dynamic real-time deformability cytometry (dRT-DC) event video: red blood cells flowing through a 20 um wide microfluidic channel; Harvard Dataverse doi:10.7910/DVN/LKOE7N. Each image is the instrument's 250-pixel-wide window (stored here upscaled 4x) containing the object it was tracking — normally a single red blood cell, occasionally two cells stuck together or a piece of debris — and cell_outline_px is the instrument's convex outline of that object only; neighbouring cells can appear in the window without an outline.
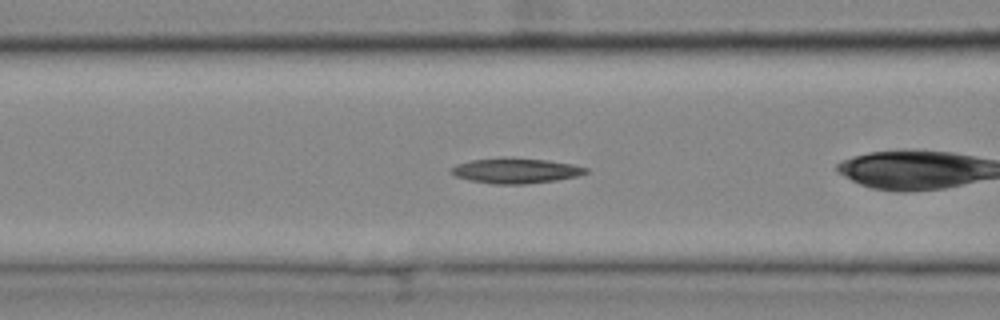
{"species": "common noctule bat (a hibernating species)", "species_latin": "Nyctalus noctula", "temperature_condition": "cold", "stored_images_in_passage": 40, "segment_of_instrument_passage": [2, 3], "camera_frame_rate_fps": 3000, "um_per_image_px": 0.085, "animal": {"sex": "female", "body_mass_g": 25.1}, "frame": {"image": 1, "passage_image": 6, "time_ms": 1.667, "image_size_px": [1000, 320], "cell_outline_px": [[588, 172], [580, 176], [556, 180], [524, 184], [492, 184], [468, 180], [456, 176], [452, 172], [452, 168], [456, 164], [472, 160], [504, 156], [548, 160], [572, 164], [588, 168]], "centroid_in_image_um": [43.86, 14.5], "position_along_channel_um": 122.7, "area_um2": 20.0}}
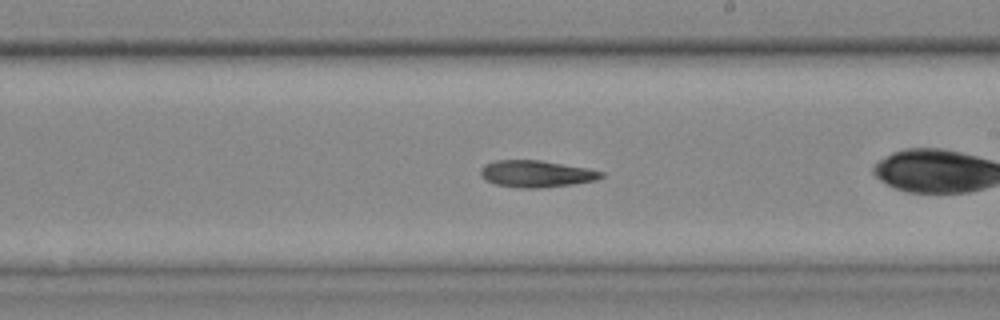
{"frame": {"image": 2, "passage_image": 16, "time_ms": 5.0, "image_size_px": [1000, 320], "cell_outline_px": [[604, 176], [596, 180], [572, 184], [540, 188], [520, 188], [496, 184], [480, 176], [480, 168], [484, 164], [496, 160], [540, 160], [588, 168], [604, 172]], "centroid_in_image_um": [45.58, 14.76], "position_along_channel_um": 243.4, "area_um2": 18.84}}
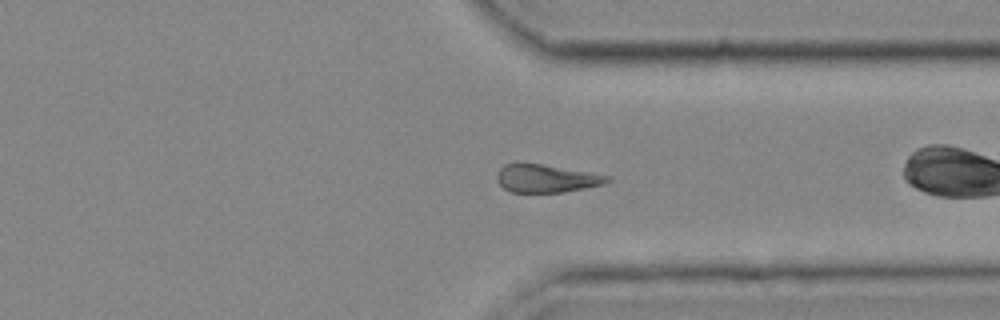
{"frame": {"image": 3, "passage_image": 26, "time_ms": 8.333, "image_size_px": [1000, 320], "cell_outline_px": [[612, 180], [604, 184], [564, 192], [508, 192], [496, 180], [496, 176], [500, 168], [504, 164], [540, 164], [612, 176]], "centroid_in_image_um": [46.44, 15.18], "position_along_channel_um": 365.0, "area_um2": 17.8}}